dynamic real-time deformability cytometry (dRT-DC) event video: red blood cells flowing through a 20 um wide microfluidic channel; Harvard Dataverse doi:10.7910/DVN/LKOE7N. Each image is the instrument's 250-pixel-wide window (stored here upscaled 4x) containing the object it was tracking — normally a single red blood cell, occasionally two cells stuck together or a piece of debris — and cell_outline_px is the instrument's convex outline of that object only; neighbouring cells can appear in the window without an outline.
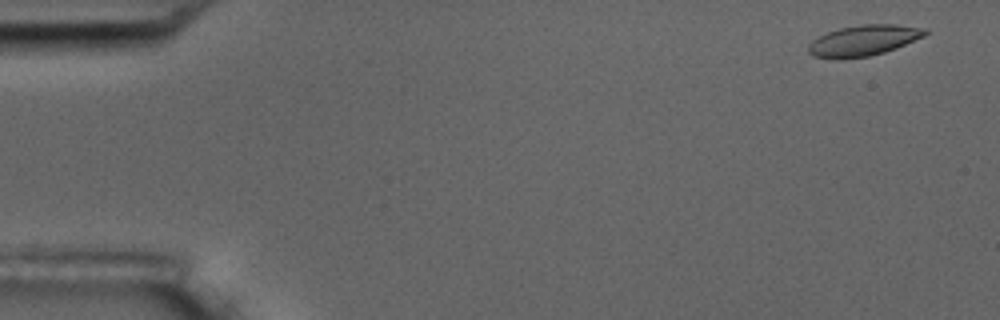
{"species": "common noctule bat (a hibernating species)", "species_latin": "Nyctalus noctula", "temperature_condition": "room temperature", "stored_images_in_passage": 5, "camera_frame_rate_fps": 3000, "um_per_image_px": 0.085, "animal": {"sex": "male", "body_mass_g": 17.5, "forearm_length_mm": 52.3}, "frame": {"image": 1, "passage_image": 1, "time_ms": 0.0, "image_size_px": [1000, 320], "cell_outline_px": [[932, 32], [924, 36], [896, 48], [884, 52], [868, 56], [840, 60], [812, 56], [808, 52], [808, 44], [812, 40], [828, 32], [840, 28], [860, 24], [896, 24], [928, 28]], "centroid_in_image_um": [73.42, 3.44], "position_along_channel_um": 11.6, "area_um2": 21.21}}
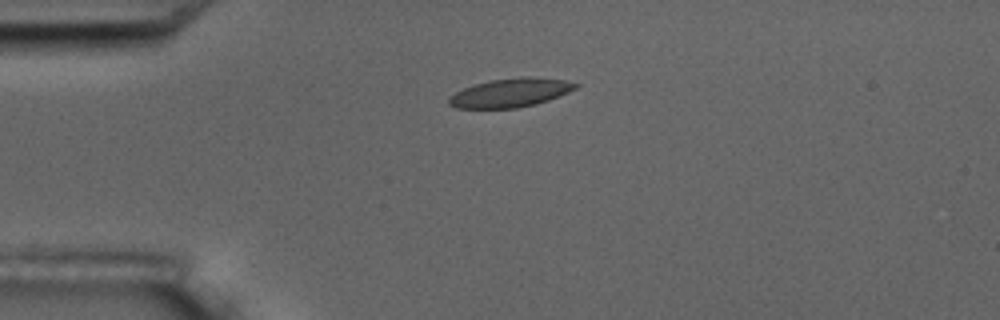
{"frame": {"image": 2, "passage_image": 4, "time_ms": 3.667, "image_size_px": [1000, 320], "cell_outline_px": [[580, 84], [576, 88], [560, 96], [536, 104], [516, 108], [456, 108], [448, 104], [448, 96], [464, 88], [488, 80], [528, 76], [564, 80]], "centroid_in_image_um": [43.38, 7.88], "position_along_channel_um": 41.6, "area_um2": 21.21}}